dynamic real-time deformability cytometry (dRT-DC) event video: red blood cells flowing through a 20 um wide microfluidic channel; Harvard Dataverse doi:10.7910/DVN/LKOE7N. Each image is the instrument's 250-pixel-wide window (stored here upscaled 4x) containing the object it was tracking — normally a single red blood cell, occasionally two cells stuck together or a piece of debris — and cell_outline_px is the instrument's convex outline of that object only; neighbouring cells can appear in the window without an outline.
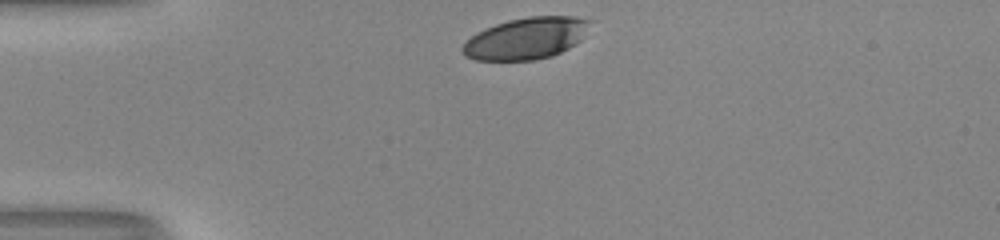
{"species": "human", "species_latin": "Homo sapiens", "temperature_condition": "room temperature", "stored_images_in_passage": 30, "camera_frame_rate_fps": 3000, "um_per_image_px": 0.085, "donor": {"sex": "male"}, "frame": {"image": 1, "passage_image": 1, "time_ms": 0.0, "image_size_px": [1000, 240], "cell_outline_px": [[596, 20], [580, 40], [576, 44], [552, 56], [532, 60], [476, 60], [464, 56], [460, 52], [460, 48], [476, 32], [496, 24], [508, 20], [528, 16], [572, 16]], "centroid_in_image_um": [44.75, 3.25], "position_along_channel_um": 40.2, "area_um2": 31.21}}
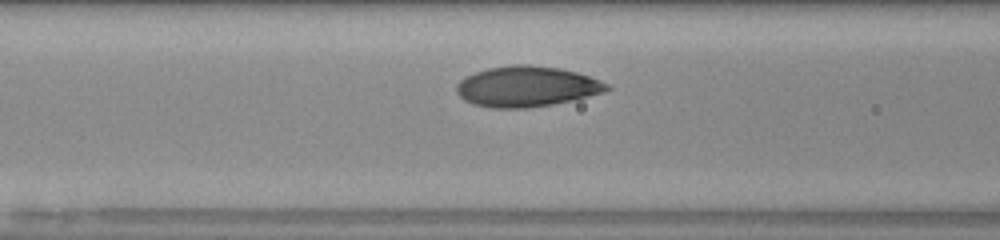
{"frame": {"image": 2, "passage_image": 10, "time_ms": 3.0, "image_size_px": [1000, 240], "cell_outline_px": [[612, 88], [604, 92], [572, 100], [552, 104], [528, 108], [488, 108], [472, 104], [464, 100], [456, 92], [456, 84], [464, 76], [488, 68], [512, 64], [528, 64], [560, 68], [576, 72], [588, 76], [608, 84]], "centroid_in_image_um": [44.72, 7.35], "position_along_channel_um": 121.9, "area_um2": 35.66}}
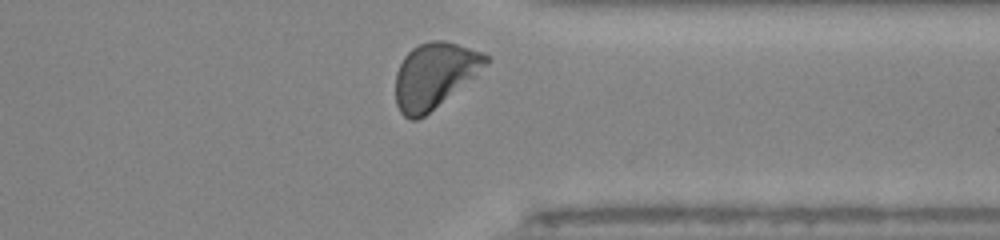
{"frame": {"image": 3, "passage_image": 29, "time_ms": 9.333, "image_size_px": [1000, 240], "cell_outline_px": [[488, 64], [476, 76], [424, 116], [416, 120], [408, 120], [400, 112], [396, 104], [396, 72], [404, 56], [412, 48], [420, 44], [432, 40], [444, 40], [480, 52], [488, 56]], "centroid_in_image_um": [36.91, 6.42], "position_along_channel_um": 374.5, "area_um2": 34.16}, "authors_computed_cell_mechanics": {"area_um2": 34.391, "velocity_mm_per_s": 4.0172, "shape_relaxation_time_tau1_ms": 2.2278, "shape_relaxation_time_tau2_ms": null, "deformation_change_tau1": 0.1343, "deformation_change_tau2": null}}